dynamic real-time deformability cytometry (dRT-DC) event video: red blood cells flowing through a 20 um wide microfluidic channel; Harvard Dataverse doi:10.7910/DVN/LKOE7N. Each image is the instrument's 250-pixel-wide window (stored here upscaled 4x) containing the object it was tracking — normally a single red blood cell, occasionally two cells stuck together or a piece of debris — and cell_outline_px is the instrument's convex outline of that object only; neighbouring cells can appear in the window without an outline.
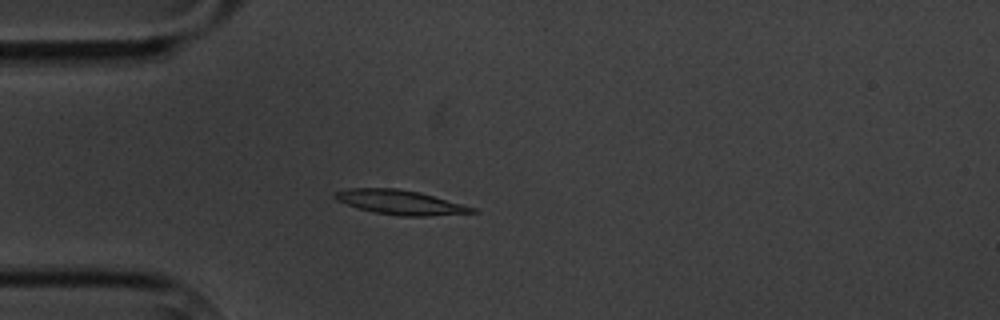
{"species": "common noctule bat (a hibernating species)", "species_latin": "Nyctalus noctula", "temperature_condition": "cold", "stored_images_in_passage": 5, "camera_frame_rate_fps": 3000, "um_per_image_px": 0.085, "animal": {"sex": "male", "body_mass_g": 20.1, "forearm_length_mm": 53.5}, "frame": {"image": 1, "passage_image": 5, "time_ms": 4.667, "image_size_px": [1000, 320], "cell_outline_px": [[480, 212], [424, 216], [400, 216], [372, 212], [336, 200], [332, 196], [336, 192], [348, 188], [396, 188], [420, 192], [464, 204], [476, 208]], "centroid_in_image_um": [34.05, 17.19], "position_along_channel_um": 50.9, "area_um2": 19.54}}